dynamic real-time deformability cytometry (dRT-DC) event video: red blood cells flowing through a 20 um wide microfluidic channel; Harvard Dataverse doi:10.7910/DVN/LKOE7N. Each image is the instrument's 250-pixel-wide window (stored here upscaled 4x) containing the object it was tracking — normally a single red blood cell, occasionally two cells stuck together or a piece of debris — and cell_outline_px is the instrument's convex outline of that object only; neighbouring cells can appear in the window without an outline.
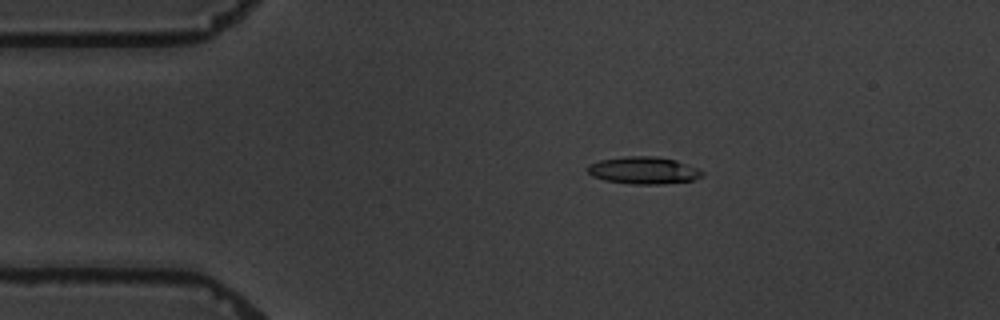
{"species": "common noctule bat (a hibernating species)", "species_latin": "Nyctalus noctula", "temperature_condition": "warm", "stored_images_in_passage": 3, "camera_frame_rate_fps": 3000, "um_per_image_px": 0.085, "animal": {"sex": "male", "body_mass_g": 19.5, "forearm_length_mm": 54.6}, "frame": {"image": 1, "passage_image": 1, "time_ms": 0.0, "image_size_px": [1000, 320], "cell_outline_px": [[704, 176], [692, 180], [660, 184], [636, 184], [604, 180], [592, 176], [588, 172], [588, 164], [600, 160], [624, 156], [652, 156], [676, 160], [696, 168], [704, 172]], "centroid_in_image_um": [54.69, 14.48], "position_along_channel_um": 30.3, "area_um2": 18.03}}